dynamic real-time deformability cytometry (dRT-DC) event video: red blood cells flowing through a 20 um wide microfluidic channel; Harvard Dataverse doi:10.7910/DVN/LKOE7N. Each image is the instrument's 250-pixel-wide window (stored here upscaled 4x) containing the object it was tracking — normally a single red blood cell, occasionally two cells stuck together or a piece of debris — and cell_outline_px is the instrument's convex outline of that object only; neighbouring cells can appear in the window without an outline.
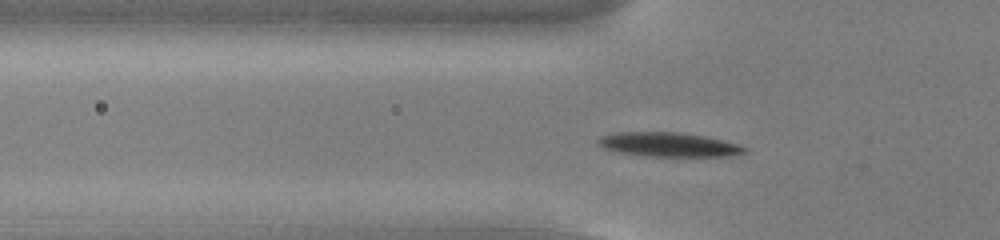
{"species": "common noctule bat (a hibernating species)", "species_latin": "Nyctalus noctula", "temperature_condition": "cold", "stored_images_in_passage": 51, "camera_frame_rate_fps": 3000, "um_per_image_px": 0.085, "animal": {"sex": "male", "body_mass_g": 13.0, "forearm_length_mm": 53.1}, "frame": {"image": 1, "passage_image": 15, "time_ms": 4.667, "image_size_px": [1000, 240], "cell_outline_px": [[748, 152], [732, 156], [644, 156], [616, 152], [604, 148], [596, 144], [596, 140], [600, 136], [616, 132], [684, 132], [704, 136], [740, 144], [748, 148]], "centroid_in_image_um": [56.83, 12.29], "position_along_channel_um": 69.0, "area_um2": 21.04}}
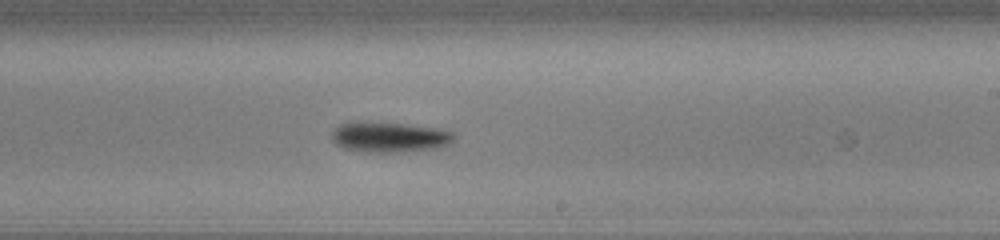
{"frame": {"image": 2, "passage_image": 30, "time_ms": 9.667, "image_size_px": [1000, 240], "cell_outline_px": [[456, 136], [448, 144], [440, 148], [404, 152], [360, 152], [344, 148], [336, 144], [332, 140], [332, 132], [340, 124], [400, 124], [432, 128], [452, 132]], "centroid_in_image_um": [33.13, 11.71], "position_along_channel_um": 255.9, "area_um2": 20.81}}
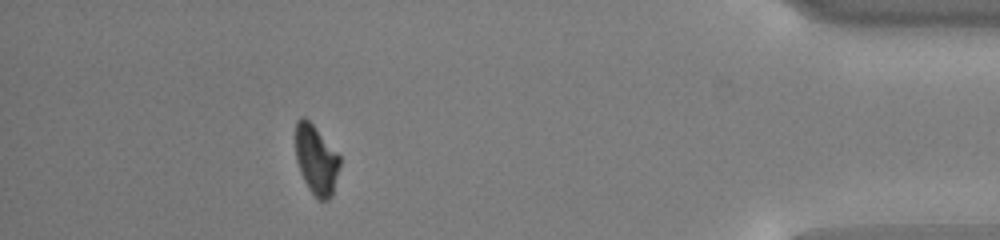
{"frame": {"image": 3, "passage_image": 46, "time_ms": 15.0, "image_size_px": [1000, 240], "cell_outline_px": [[340, 164], [332, 196], [328, 200], [320, 200], [308, 188], [300, 172], [296, 160], [296, 120], [300, 116], [304, 116], [312, 124], [340, 156]], "centroid_in_image_um": [26.87, 13.58], "position_along_channel_um": 408.3, "area_um2": 17.69}, "authors_computed_cell_mechanics": {"area_um2": 19.941, "velocity_mm_per_s": 3.7703, "shape_relaxation_time_tau1_ms": 1.8351, "shape_relaxation_time_tau2_ms": null, "deformation_change_tau1": 0.1229, "deformation_change_tau2": null}}